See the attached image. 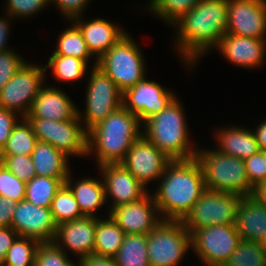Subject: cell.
I'll return each mask as SVG.
<instances>
[{
  "label": "cell",
  "instance_id": "obj_52",
  "mask_svg": "<svg viewBox=\"0 0 266 266\" xmlns=\"http://www.w3.org/2000/svg\"><path fill=\"white\" fill-rule=\"evenodd\" d=\"M68 266H84V265L81 259H78V264H74L73 261H71Z\"/></svg>",
  "mask_w": 266,
  "mask_h": 266
},
{
  "label": "cell",
  "instance_id": "obj_20",
  "mask_svg": "<svg viewBox=\"0 0 266 266\" xmlns=\"http://www.w3.org/2000/svg\"><path fill=\"white\" fill-rule=\"evenodd\" d=\"M216 47L230 63L243 69L258 67L266 59V39L225 34Z\"/></svg>",
  "mask_w": 266,
  "mask_h": 266
},
{
  "label": "cell",
  "instance_id": "obj_7",
  "mask_svg": "<svg viewBox=\"0 0 266 266\" xmlns=\"http://www.w3.org/2000/svg\"><path fill=\"white\" fill-rule=\"evenodd\" d=\"M150 266H176L191 246V234L181 221L162 220L147 234Z\"/></svg>",
  "mask_w": 266,
  "mask_h": 266
},
{
  "label": "cell",
  "instance_id": "obj_35",
  "mask_svg": "<svg viewBox=\"0 0 266 266\" xmlns=\"http://www.w3.org/2000/svg\"><path fill=\"white\" fill-rule=\"evenodd\" d=\"M223 266H266V251L259 242L242 240Z\"/></svg>",
  "mask_w": 266,
  "mask_h": 266
},
{
  "label": "cell",
  "instance_id": "obj_18",
  "mask_svg": "<svg viewBox=\"0 0 266 266\" xmlns=\"http://www.w3.org/2000/svg\"><path fill=\"white\" fill-rule=\"evenodd\" d=\"M105 186L106 200L111 196L113 202L110 209L139 201L148 191L120 163L102 164L98 166Z\"/></svg>",
  "mask_w": 266,
  "mask_h": 266
},
{
  "label": "cell",
  "instance_id": "obj_36",
  "mask_svg": "<svg viewBox=\"0 0 266 266\" xmlns=\"http://www.w3.org/2000/svg\"><path fill=\"white\" fill-rule=\"evenodd\" d=\"M39 244L36 239L18 236L2 263L10 266H34L35 252Z\"/></svg>",
  "mask_w": 266,
  "mask_h": 266
},
{
  "label": "cell",
  "instance_id": "obj_28",
  "mask_svg": "<svg viewBox=\"0 0 266 266\" xmlns=\"http://www.w3.org/2000/svg\"><path fill=\"white\" fill-rule=\"evenodd\" d=\"M147 235H125L115 258L117 266H150Z\"/></svg>",
  "mask_w": 266,
  "mask_h": 266
},
{
  "label": "cell",
  "instance_id": "obj_13",
  "mask_svg": "<svg viewBox=\"0 0 266 266\" xmlns=\"http://www.w3.org/2000/svg\"><path fill=\"white\" fill-rule=\"evenodd\" d=\"M171 161L143 135L127 151L120 164L144 187L154 179L159 180Z\"/></svg>",
  "mask_w": 266,
  "mask_h": 266
},
{
  "label": "cell",
  "instance_id": "obj_22",
  "mask_svg": "<svg viewBox=\"0 0 266 266\" xmlns=\"http://www.w3.org/2000/svg\"><path fill=\"white\" fill-rule=\"evenodd\" d=\"M72 22L81 31L91 55H96L93 66L97 65V61L127 33L126 30L103 18L83 22L79 17Z\"/></svg>",
  "mask_w": 266,
  "mask_h": 266
},
{
  "label": "cell",
  "instance_id": "obj_44",
  "mask_svg": "<svg viewBox=\"0 0 266 266\" xmlns=\"http://www.w3.org/2000/svg\"><path fill=\"white\" fill-rule=\"evenodd\" d=\"M18 116V113L0 107V151L6 145L14 126L22 118Z\"/></svg>",
  "mask_w": 266,
  "mask_h": 266
},
{
  "label": "cell",
  "instance_id": "obj_5",
  "mask_svg": "<svg viewBox=\"0 0 266 266\" xmlns=\"http://www.w3.org/2000/svg\"><path fill=\"white\" fill-rule=\"evenodd\" d=\"M195 158L201 166L206 189L240 196L252 195L253 186L244 160L222 154L217 149H197Z\"/></svg>",
  "mask_w": 266,
  "mask_h": 266
},
{
  "label": "cell",
  "instance_id": "obj_12",
  "mask_svg": "<svg viewBox=\"0 0 266 266\" xmlns=\"http://www.w3.org/2000/svg\"><path fill=\"white\" fill-rule=\"evenodd\" d=\"M45 72L44 67L25 62L0 90V107L26 117L45 84Z\"/></svg>",
  "mask_w": 266,
  "mask_h": 266
},
{
  "label": "cell",
  "instance_id": "obj_50",
  "mask_svg": "<svg viewBox=\"0 0 266 266\" xmlns=\"http://www.w3.org/2000/svg\"><path fill=\"white\" fill-rule=\"evenodd\" d=\"M251 196L266 207V180L257 183L253 187Z\"/></svg>",
  "mask_w": 266,
  "mask_h": 266
},
{
  "label": "cell",
  "instance_id": "obj_21",
  "mask_svg": "<svg viewBox=\"0 0 266 266\" xmlns=\"http://www.w3.org/2000/svg\"><path fill=\"white\" fill-rule=\"evenodd\" d=\"M64 91L56 87L43 86L33 101L25 118H41L52 121L73 119L78 114V107L72 103Z\"/></svg>",
  "mask_w": 266,
  "mask_h": 266
},
{
  "label": "cell",
  "instance_id": "obj_37",
  "mask_svg": "<svg viewBox=\"0 0 266 266\" xmlns=\"http://www.w3.org/2000/svg\"><path fill=\"white\" fill-rule=\"evenodd\" d=\"M54 241L40 242L35 252L34 266H68L72 261Z\"/></svg>",
  "mask_w": 266,
  "mask_h": 266
},
{
  "label": "cell",
  "instance_id": "obj_17",
  "mask_svg": "<svg viewBox=\"0 0 266 266\" xmlns=\"http://www.w3.org/2000/svg\"><path fill=\"white\" fill-rule=\"evenodd\" d=\"M11 227L19 236L33 238L39 242H50L55 238L57 225L50 208L22 200L16 205Z\"/></svg>",
  "mask_w": 266,
  "mask_h": 266
},
{
  "label": "cell",
  "instance_id": "obj_1",
  "mask_svg": "<svg viewBox=\"0 0 266 266\" xmlns=\"http://www.w3.org/2000/svg\"><path fill=\"white\" fill-rule=\"evenodd\" d=\"M227 20L228 0H202L173 25L177 30L174 44L185 65L194 66L216 48L226 34Z\"/></svg>",
  "mask_w": 266,
  "mask_h": 266
},
{
  "label": "cell",
  "instance_id": "obj_29",
  "mask_svg": "<svg viewBox=\"0 0 266 266\" xmlns=\"http://www.w3.org/2000/svg\"><path fill=\"white\" fill-rule=\"evenodd\" d=\"M66 179L34 176L26 182L25 200L39 207L50 208L56 192Z\"/></svg>",
  "mask_w": 266,
  "mask_h": 266
},
{
  "label": "cell",
  "instance_id": "obj_23",
  "mask_svg": "<svg viewBox=\"0 0 266 266\" xmlns=\"http://www.w3.org/2000/svg\"><path fill=\"white\" fill-rule=\"evenodd\" d=\"M235 226L242 240L260 242L266 234V207L251 195L242 196Z\"/></svg>",
  "mask_w": 266,
  "mask_h": 266
},
{
  "label": "cell",
  "instance_id": "obj_30",
  "mask_svg": "<svg viewBox=\"0 0 266 266\" xmlns=\"http://www.w3.org/2000/svg\"><path fill=\"white\" fill-rule=\"evenodd\" d=\"M37 142L31 124L22 117L14 126L0 155H31Z\"/></svg>",
  "mask_w": 266,
  "mask_h": 266
},
{
  "label": "cell",
  "instance_id": "obj_10",
  "mask_svg": "<svg viewBox=\"0 0 266 266\" xmlns=\"http://www.w3.org/2000/svg\"><path fill=\"white\" fill-rule=\"evenodd\" d=\"M40 142L49 143L70 156H88L87 131L78 114L70 120L52 121L41 118H26Z\"/></svg>",
  "mask_w": 266,
  "mask_h": 266
},
{
  "label": "cell",
  "instance_id": "obj_32",
  "mask_svg": "<svg viewBox=\"0 0 266 266\" xmlns=\"http://www.w3.org/2000/svg\"><path fill=\"white\" fill-rule=\"evenodd\" d=\"M52 55H63L80 58L89 63L92 57L79 28L73 24L59 36L56 50Z\"/></svg>",
  "mask_w": 266,
  "mask_h": 266
},
{
  "label": "cell",
  "instance_id": "obj_2",
  "mask_svg": "<svg viewBox=\"0 0 266 266\" xmlns=\"http://www.w3.org/2000/svg\"><path fill=\"white\" fill-rule=\"evenodd\" d=\"M152 193L162 220L181 221L206 190L197 159L171 160ZM163 213V214H162Z\"/></svg>",
  "mask_w": 266,
  "mask_h": 266
},
{
  "label": "cell",
  "instance_id": "obj_26",
  "mask_svg": "<svg viewBox=\"0 0 266 266\" xmlns=\"http://www.w3.org/2000/svg\"><path fill=\"white\" fill-rule=\"evenodd\" d=\"M31 158L36 176L67 178L70 173L68 156L49 143L38 141Z\"/></svg>",
  "mask_w": 266,
  "mask_h": 266
},
{
  "label": "cell",
  "instance_id": "obj_51",
  "mask_svg": "<svg viewBox=\"0 0 266 266\" xmlns=\"http://www.w3.org/2000/svg\"><path fill=\"white\" fill-rule=\"evenodd\" d=\"M260 245L262 246V248L266 251V234L264 235V237L260 240Z\"/></svg>",
  "mask_w": 266,
  "mask_h": 266
},
{
  "label": "cell",
  "instance_id": "obj_16",
  "mask_svg": "<svg viewBox=\"0 0 266 266\" xmlns=\"http://www.w3.org/2000/svg\"><path fill=\"white\" fill-rule=\"evenodd\" d=\"M108 215L125 235H147L162 221L154 196L148 193L139 201L111 208Z\"/></svg>",
  "mask_w": 266,
  "mask_h": 266
},
{
  "label": "cell",
  "instance_id": "obj_15",
  "mask_svg": "<svg viewBox=\"0 0 266 266\" xmlns=\"http://www.w3.org/2000/svg\"><path fill=\"white\" fill-rule=\"evenodd\" d=\"M226 34L266 39V0H228Z\"/></svg>",
  "mask_w": 266,
  "mask_h": 266
},
{
  "label": "cell",
  "instance_id": "obj_14",
  "mask_svg": "<svg viewBox=\"0 0 266 266\" xmlns=\"http://www.w3.org/2000/svg\"><path fill=\"white\" fill-rule=\"evenodd\" d=\"M176 95L147 78L123 92L122 106L138 116L142 124L166 108Z\"/></svg>",
  "mask_w": 266,
  "mask_h": 266
},
{
  "label": "cell",
  "instance_id": "obj_25",
  "mask_svg": "<svg viewBox=\"0 0 266 266\" xmlns=\"http://www.w3.org/2000/svg\"><path fill=\"white\" fill-rule=\"evenodd\" d=\"M73 180L69 173L64 184L71 190L81 213L84 216L98 217L95 215L97 210L107 202L104 182L95 178H84L74 184Z\"/></svg>",
  "mask_w": 266,
  "mask_h": 266
},
{
  "label": "cell",
  "instance_id": "obj_24",
  "mask_svg": "<svg viewBox=\"0 0 266 266\" xmlns=\"http://www.w3.org/2000/svg\"><path fill=\"white\" fill-rule=\"evenodd\" d=\"M215 136L218 142L217 150L222 154L245 160L260 151L254 133L249 129L227 126L223 130L219 129Z\"/></svg>",
  "mask_w": 266,
  "mask_h": 266
},
{
  "label": "cell",
  "instance_id": "obj_33",
  "mask_svg": "<svg viewBox=\"0 0 266 266\" xmlns=\"http://www.w3.org/2000/svg\"><path fill=\"white\" fill-rule=\"evenodd\" d=\"M50 210L57 226L84 217L71 190L65 184L56 192Z\"/></svg>",
  "mask_w": 266,
  "mask_h": 266
},
{
  "label": "cell",
  "instance_id": "obj_31",
  "mask_svg": "<svg viewBox=\"0 0 266 266\" xmlns=\"http://www.w3.org/2000/svg\"><path fill=\"white\" fill-rule=\"evenodd\" d=\"M87 66L88 63L80 58L63 55H51L47 65H44V68L47 70V68L50 67L57 80L75 82L81 80L88 74Z\"/></svg>",
  "mask_w": 266,
  "mask_h": 266
},
{
  "label": "cell",
  "instance_id": "obj_6",
  "mask_svg": "<svg viewBox=\"0 0 266 266\" xmlns=\"http://www.w3.org/2000/svg\"><path fill=\"white\" fill-rule=\"evenodd\" d=\"M143 58L138 44L126 33L97 61V66L124 92L146 78Z\"/></svg>",
  "mask_w": 266,
  "mask_h": 266
},
{
  "label": "cell",
  "instance_id": "obj_9",
  "mask_svg": "<svg viewBox=\"0 0 266 266\" xmlns=\"http://www.w3.org/2000/svg\"><path fill=\"white\" fill-rule=\"evenodd\" d=\"M88 79L86 107L84 118L78 110V116L88 132L92 127L103 121L108 115L122 106L123 92L100 67L92 66ZM83 119V120H82Z\"/></svg>",
  "mask_w": 266,
  "mask_h": 266
},
{
  "label": "cell",
  "instance_id": "obj_53",
  "mask_svg": "<svg viewBox=\"0 0 266 266\" xmlns=\"http://www.w3.org/2000/svg\"><path fill=\"white\" fill-rule=\"evenodd\" d=\"M0 266H10V265H6V264H3L2 262L0 263Z\"/></svg>",
  "mask_w": 266,
  "mask_h": 266
},
{
  "label": "cell",
  "instance_id": "obj_27",
  "mask_svg": "<svg viewBox=\"0 0 266 266\" xmlns=\"http://www.w3.org/2000/svg\"><path fill=\"white\" fill-rule=\"evenodd\" d=\"M125 233L108 215L107 219L97 217L94 254L115 257L120 249Z\"/></svg>",
  "mask_w": 266,
  "mask_h": 266
},
{
  "label": "cell",
  "instance_id": "obj_3",
  "mask_svg": "<svg viewBox=\"0 0 266 266\" xmlns=\"http://www.w3.org/2000/svg\"><path fill=\"white\" fill-rule=\"evenodd\" d=\"M141 124L137 115L121 106L87 132L88 156L94 151L97 166L120 163L142 136Z\"/></svg>",
  "mask_w": 266,
  "mask_h": 266
},
{
  "label": "cell",
  "instance_id": "obj_49",
  "mask_svg": "<svg viewBox=\"0 0 266 266\" xmlns=\"http://www.w3.org/2000/svg\"><path fill=\"white\" fill-rule=\"evenodd\" d=\"M257 129L253 131L260 150L266 151V120L261 122Z\"/></svg>",
  "mask_w": 266,
  "mask_h": 266
},
{
  "label": "cell",
  "instance_id": "obj_19",
  "mask_svg": "<svg viewBox=\"0 0 266 266\" xmlns=\"http://www.w3.org/2000/svg\"><path fill=\"white\" fill-rule=\"evenodd\" d=\"M96 224L97 217L92 216L63 222L57 226L53 241L63 251L65 250V253L71 250L81 259L94 251Z\"/></svg>",
  "mask_w": 266,
  "mask_h": 266
},
{
  "label": "cell",
  "instance_id": "obj_4",
  "mask_svg": "<svg viewBox=\"0 0 266 266\" xmlns=\"http://www.w3.org/2000/svg\"><path fill=\"white\" fill-rule=\"evenodd\" d=\"M183 106L176 97L158 114L143 123L142 135L171 160L194 158L198 148L190 147Z\"/></svg>",
  "mask_w": 266,
  "mask_h": 266
},
{
  "label": "cell",
  "instance_id": "obj_41",
  "mask_svg": "<svg viewBox=\"0 0 266 266\" xmlns=\"http://www.w3.org/2000/svg\"><path fill=\"white\" fill-rule=\"evenodd\" d=\"M6 14L10 17H31L47 7L49 0H7Z\"/></svg>",
  "mask_w": 266,
  "mask_h": 266
},
{
  "label": "cell",
  "instance_id": "obj_34",
  "mask_svg": "<svg viewBox=\"0 0 266 266\" xmlns=\"http://www.w3.org/2000/svg\"><path fill=\"white\" fill-rule=\"evenodd\" d=\"M200 1L202 0H150L147 9L162 18L168 26H173Z\"/></svg>",
  "mask_w": 266,
  "mask_h": 266
},
{
  "label": "cell",
  "instance_id": "obj_38",
  "mask_svg": "<svg viewBox=\"0 0 266 266\" xmlns=\"http://www.w3.org/2000/svg\"><path fill=\"white\" fill-rule=\"evenodd\" d=\"M26 182L20 180L0 163V196L10 198L16 203L25 200Z\"/></svg>",
  "mask_w": 266,
  "mask_h": 266
},
{
  "label": "cell",
  "instance_id": "obj_48",
  "mask_svg": "<svg viewBox=\"0 0 266 266\" xmlns=\"http://www.w3.org/2000/svg\"><path fill=\"white\" fill-rule=\"evenodd\" d=\"M7 16L6 19L3 17V18H0V51H5V50H8L10 49V47H7V37L9 35V30H10V23L8 20L9 19V15H5ZM8 18V19H7Z\"/></svg>",
  "mask_w": 266,
  "mask_h": 266
},
{
  "label": "cell",
  "instance_id": "obj_47",
  "mask_svg": "<svg viewBox=\"0 0 266 266\" xmlns=\"http://www.w3.org/2000/svg\"><path fill=\"white\" fill-rule=\"evenodd\" d=\"M84 266H117L114 257L90 254L81 258Z\"/></svg>",
  "mask_w": 266,
  "mask_h": 266
},
{
  "label": "cell",
  "instance_id": "obj_45",
  "mask_svg": "<svg viewBox=\"0 0 266 266\" xmlns=\"http://www.w3.org/2000/svg\"><path fill=\"white\" fill-rule=\"evenodd\" d=\"M16 205L10 198L0 196V228L11 227Z\"/></svg>",
  "mask_w": 266,
  "mask_h": 266
},
{
  "label": "cell",
  "instance_id": "obj_40",
  "mask_svg": "<svg viewBox=\"0 0 266 266\" xmlns=\"http://www.w3.org/2000/svg\"><path fill=\"white\" fill-rule=\"evenodd\" d=\"M26 61L11 49L0 51V90Z\"/></svg>",
  "mask_w": 266,
  "mask_h": 266
},
{
  "label": "cell",
  "instance_id": "obj_46",
  "mask_svg": "<svg viewBox=\"0 0 266 266\" xmlns=\"http://www.w3.org/2000/svg\"><path fill=\"white\" fill-rule=\"evenodd\" d=\"M19 235L12 227L0 228V263Z\"/></svg>",
  "mask_w": 266,
  "mask_h": 266
},
{
  "label": "cell",
  "instance_id": "obj_8",
  "mask_svg": "<svg viewBox=\"0 0 266 266\" xmlns=\"http://www.w3.org/2000/svg\"><path fill=\"white\" fill-rule=\"evenodd\" d=\"M241 198L235 193L206 189L181 222L190 234L207 226L236 224Z\"/></svg>",
  "mask_w": 266,
  "mask_h": 266
},
{
  "label": "cell",
  "instance_id": "obj_39",
  "mask_svg": "<svg viewBox=\"0 0 266 266\" xmlns=\"http://www.w3.org/2000/svg\"><path fill=\"white\" fill-rule=\"evenodd\" d=\"M1 163L24 182L36 176L31 155H0Z\"/></svg>",
  "mask_w": 266,
  "mask_h": 266
},
{
  "label": "cell",
  "instance_id": "obj_43",
  "mask_svg": "<svg viewBox=\"0 0 266 266\" xmlns=\"http://www.w3.org/2000/svg\"><path fill=\"white\" fill-rule=\"evenodd\" d=\"M89 1L91 0H49V3H56L57 9L62 11L67 20H71V22L83 16L82 12H84L85 7L88 5Z\"/></svg>",
  "mask_w": 266,
  "mask_h": 266
},
{
  "label": "cell",
  "instance_id": "obj_42",
  "mask_svg": "<svg viewBox=\"0 0 266 266\" xmlns=\"http://www.w3.org/2000/svg\"><path fill=\"white\" fill-rule=\"evenodd\" d=\"M244 162L249 182L253 187L266 180V151L260 150Z\"/></svg>",
  "mask_w": 266,
  "mask_h": 266
},
{
  "label": "cell",
  "instance_id": "obj_11",
  "mask_svg": "<svg viewBox=\"0 0 266 266\" xmlns=\"http://www.w3.org/2000/svg\"><path fill=\"white\" fill-rule=\"evenodd\" d=\"M242 241L235 224L199 228L191 233V250L205 266H223Z\"/></svg>",
  "mask_w": 266,
  "mask_h": 266
}]
</instances>
